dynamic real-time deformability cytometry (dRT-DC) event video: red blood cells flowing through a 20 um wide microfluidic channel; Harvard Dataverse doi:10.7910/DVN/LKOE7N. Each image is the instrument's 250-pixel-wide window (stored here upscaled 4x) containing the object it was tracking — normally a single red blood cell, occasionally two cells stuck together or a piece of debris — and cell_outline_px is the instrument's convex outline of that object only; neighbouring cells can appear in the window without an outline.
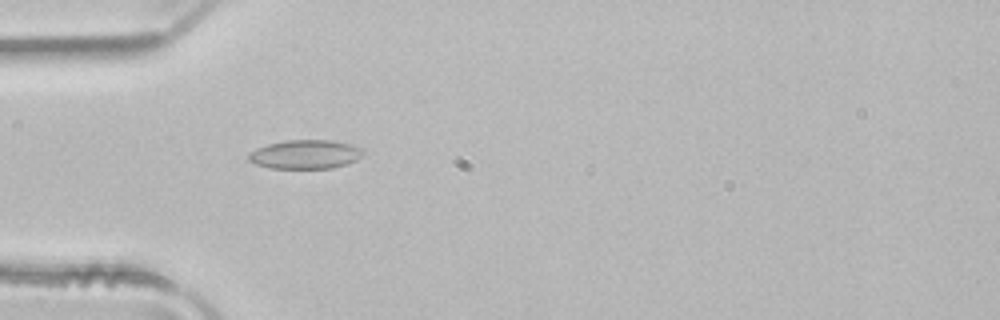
{"species": "common noctule bat (a hibernating species)", "species_latin": "Nyctalus noctula", "temperature_condition": "room temperature", "stored_images_in_passage": 3, "camera_frame_rate_fps": 3000, "um_per_image_px": 0.085, "animal": {"sex": "male", "body_mass_g": 21.5, "forearm_length_mm": 52.0}, "frame": {"image": 1, "passage_image": 3, "time_ms": 0.667, "image_size_px": [1000, 320], "cell_outline_px": [[364, 152], [356, 160], [332, 168], [268, 168], [256, 164], [248, 160], [248, 152], [256, 148], [268, 144], [284, 140], [332, 140], [364, 148]], "centroid_in_image_um": [25.91, 13.11], "position_along_channel_um": 59.1, "area_um2": 19.31}}